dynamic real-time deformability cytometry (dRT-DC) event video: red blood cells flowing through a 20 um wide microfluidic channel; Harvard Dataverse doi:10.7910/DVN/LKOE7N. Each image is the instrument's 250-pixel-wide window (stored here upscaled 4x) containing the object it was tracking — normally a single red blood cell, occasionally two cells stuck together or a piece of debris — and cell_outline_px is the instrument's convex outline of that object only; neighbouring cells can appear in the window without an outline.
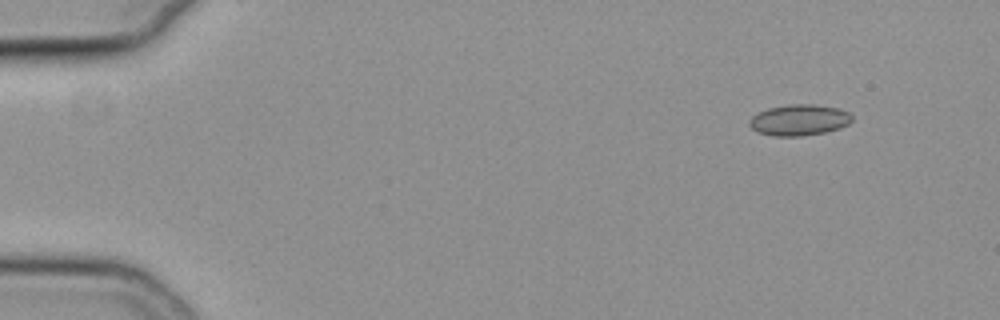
{"species": "common noctule bat (a hibernating species)", "species_latin": "Nyctalus noctula", "temperature_condition": "cold", "stored_images_in_passage": 51, "camera_frame_rate_fps": 3000, "um_per_image_px": 0.085, "animal": {"sex": "female", "body_mass_g": 19.3, "forearm_length_mm": 54.1}, "frame": {"image": 1, "passage_image": 1, "time_ms": 0.0, "image_size_px": [1000, 320], "cell_outline_px": [[852, 120], [848, 124], [840, 128], [824, 132], [800, 136], [772, 136], [760, 132], [752, 128], [748, 124], [748, 120], [756, 112], [768, 108], [792, 104], [812, 104], [840, 108], [848, 112], [852, 116]], "centroid_in_image_um": [67.92, 10.19], "position_along_channel_um": 17.1, "area_um2": 18.61}}
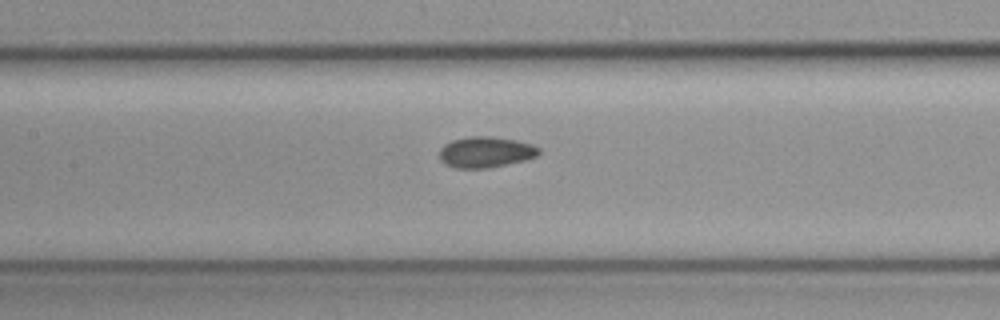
{"frame": {"image": 2, "passage_image": 22, "time_ms": 7.0, "image_size_px": [1000, 320], "cell_outline_px": [[540, 152], [536, 156], [524, 160], [488, 168], [456, 168], [444, 164], [440, 160], [440, 148], [444, 144], [452, 140], [468, 136], [492, 136], [516, 140], [532, 144], [540, 148]], "centroid_in_image_um": [41.26, 12.92], "position_along_channel_um": 166.1, "area_um2": 17.98}}
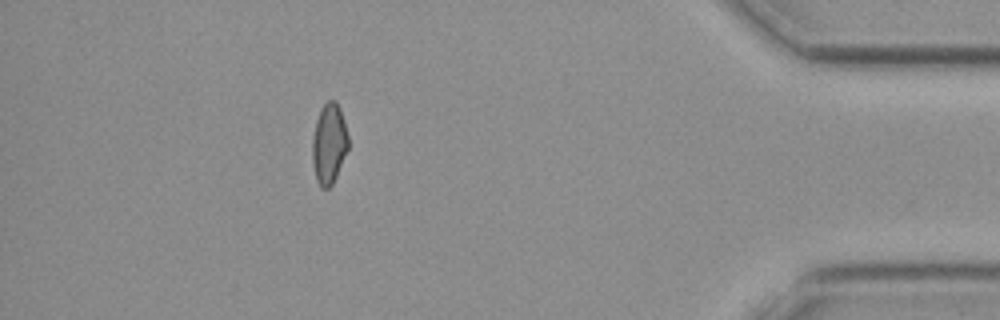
{"frame": {"image": 3, "passage_image": 45, "time_ms": 14.667, "image_size_px": [1000, 320], "cell_outline_px": [[348, 148], [336, 176], [332, 184], [328, 188], [320, 188], [316, 180], [312, 160], [312, 136], [316, 120], [320, 108], [328, 100], [336, 100], [340, 108], [344, 120], [348, 136]], "centroid_in_image_um": [27.95, 12.19], "position_along_channel_um": 407.2, "area_um2": 16.94}, "authors_computed_cell_mechanics": {"area_um2": 17.2822, "velocity_mm_per_s": 3.7899, "shape_relaxation_time_tau1_ms": null, "shape_relaxation_time_tau2_ms": 3.9146, "deformation_change_tau1": null, "deformation_change_tau2": 0.0825}}